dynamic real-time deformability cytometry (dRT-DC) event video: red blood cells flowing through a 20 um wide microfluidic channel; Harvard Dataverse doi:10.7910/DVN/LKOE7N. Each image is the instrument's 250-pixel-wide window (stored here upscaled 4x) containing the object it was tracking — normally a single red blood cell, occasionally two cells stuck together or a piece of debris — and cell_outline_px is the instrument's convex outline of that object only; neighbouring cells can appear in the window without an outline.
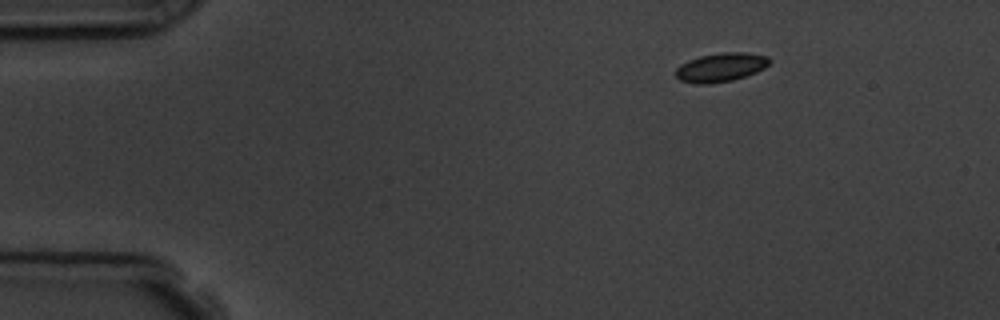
{"species": "common noctule bat (a hibernating species)", "species_latin": "Nyctalus noctula", "temperature_condition": "room temperature", "stored_images_in_passage": 4, "camera_frame_rate_fps": 3000, "um_per_image_px": 0.085, "animal": {"sex": "male", "body_mass_g": 19.5, "forearm_length_mm": 54.6}, "frame": {"image": 1, "passage_image": 1, "time_ms": 0.0, "image_size_px": [1000, 320], "cell_outline_px": [[772, 60], [764, 68], [756, 72], [732, 80], [708, 84], [696, 84], [680, 80], [676, 76], [676, 68], [680, 64], [688, 60], [700, 56], [724, 52], [744, 52], [768, 56]], "centroid_in_image_um": [61.26, 5.72], "position_along_channel_um": 23.7, "area_um2": 15.72}}
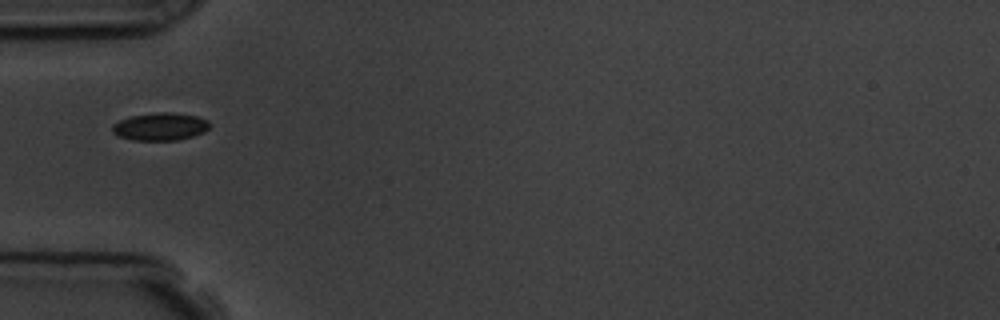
{"frame": {"image": 2, "passage_image": 4, "time_ms": 3.333, "image_size_px": [1000, 320], "cell_outline_px": [[212, 124], [204, 132], [192, 136], [176, 140], [132, 140], [116, 136], [112, 132], [112, 124], [120, 120], [132, 116], [156, 112], [172, 112], [196, 116], [208, 120]], "centroid_in_image_um": [13.61, 10.76], "position_along_channel_um": 71.4, "area_um2": 15.78}}